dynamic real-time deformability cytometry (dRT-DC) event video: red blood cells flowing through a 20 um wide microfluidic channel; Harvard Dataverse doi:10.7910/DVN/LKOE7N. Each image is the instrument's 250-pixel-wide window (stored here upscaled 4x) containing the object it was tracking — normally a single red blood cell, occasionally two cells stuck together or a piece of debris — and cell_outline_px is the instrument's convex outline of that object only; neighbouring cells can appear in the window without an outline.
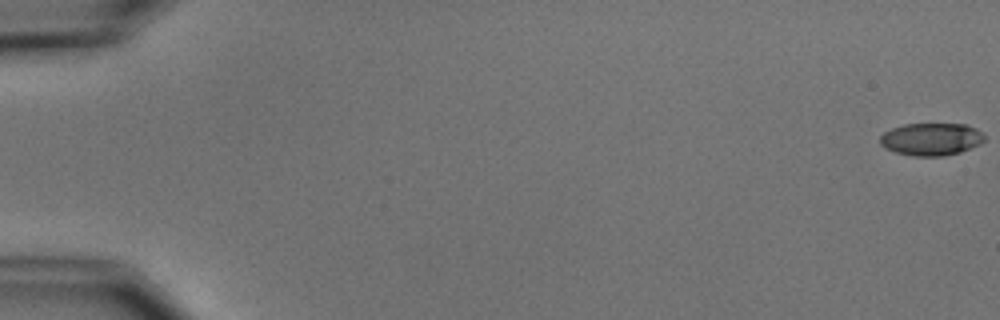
{"species": "common noctule bat (a hibernating species)", "species_latin": "Nyctalus noctula", "temperature_condition": "cold", "stored_images_in_passage": 6, "camera_frame_rate_fps": 3000, "um_per_image_px": 0.085, "animal": {"sex": "male", "body_mass_g": 15.6}, "frame": {"image": 1, "passage_image": 1, "time_ms": 0.0, "image_size_px": [1000, 320], "cell_outline_px": [[984, 140], [980, 144], [960, 152], [944, 156], [912, 156], [896, 152], [884, 148], [880, 144], [880, 136], [884, 132], [892, 128], [904, 124], [968, 124], [976, 128], [984, 136]], "centroid_in_image_um": [79.14, 11.83], "position_along_channel_um": 5.9, "area_um2": 19.83}}
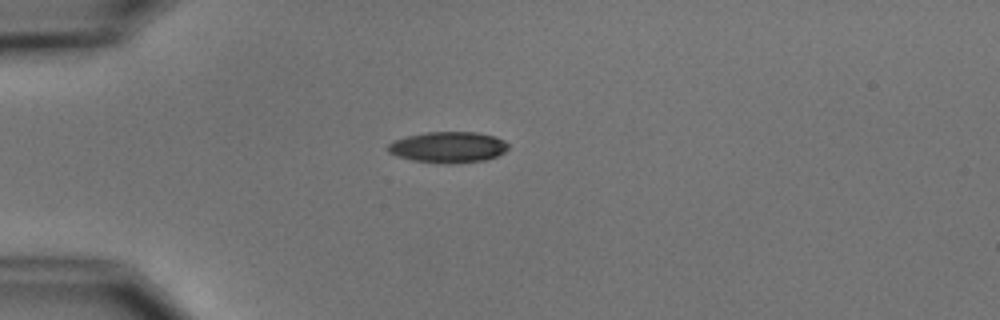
{"frame": {"image": 2, "passage_image": 5, "time_ms": 5.0, "image_size_px": [1000, 320], "cell_outline_px": [[508, 148], [504, 152], [488, 160], [456, 164], [444, 164], [412, 160], [396, 156], [388, 152], [388, 144], [392, 140], [408, 136], [428, 132], [476, 132], [492, 136], [504, 140], [508, 144]], "centroid_in_image_um": [38.08, 12.53], "position_along_channel_um": 46.9, "area_um2": 21.91}}